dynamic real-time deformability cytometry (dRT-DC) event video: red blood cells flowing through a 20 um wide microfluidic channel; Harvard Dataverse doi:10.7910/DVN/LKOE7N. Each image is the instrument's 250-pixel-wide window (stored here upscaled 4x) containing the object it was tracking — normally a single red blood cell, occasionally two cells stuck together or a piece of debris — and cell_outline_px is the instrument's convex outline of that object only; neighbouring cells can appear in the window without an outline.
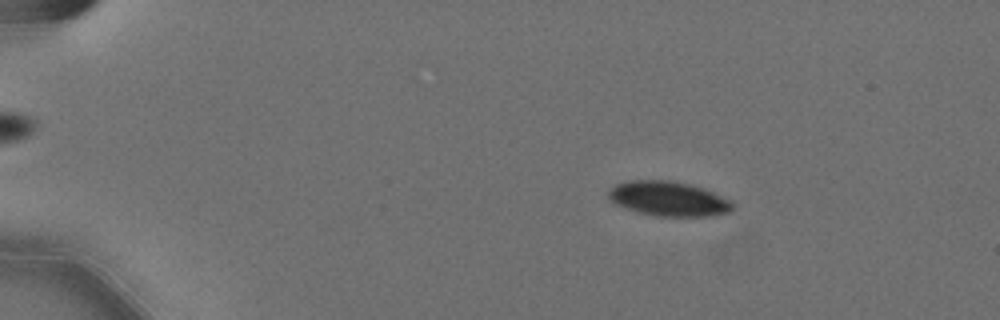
{"species": "Egyptian fruit bat (a non-hibernating species)", "species_latin": "Rousettus aegyptiacus", "temperature_condition": "cold", "stored_images_in_passage": 58, "camera_frame_rate_fps": 3000, "um_per_image_px": 0.085, "animal": {"sex": "female"}, "frame": {"image": 1, "passage_image": 10, "time_ms": 3.0, "image_size_px": [1000, 320], "cell_outline_px": [[732, 208], [728, 212], [712, 216], [656, 216], [636, 212], [616, 204], [608, 200], [608, 188], [616, 184], [628, 180], [668, 180], [692, 184], [704, 188], [732, 200]], "centroid_in_image_um": [56.79, 16.88], "position_along_channel_um": 28.2, "area_um2": 25.37}}
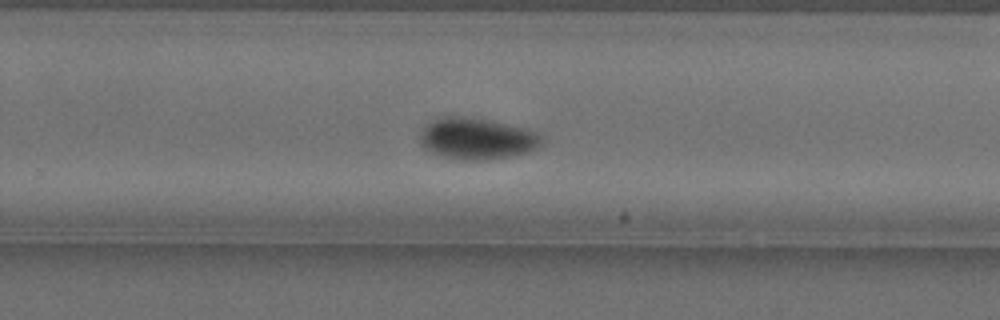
{"frame": {"image": 2, "passage_image": 39, "time_ms": 12.667, "image_size_px": [1000, 320], "cell_outline_px": [[544, 140], [536, 148], [528, 152], [512, 156], [488, 160], [460, 160], [440, 156], [424, 148], [420, 144], [420, 132], [428, 124], [444, 116], [472, 116], [524, 128], [536, 132], [544, 136]], "centroid_in_image_um": [40.55, 11.79], "position_along_channel_um": 289.3, "area_um2": 29.59}}
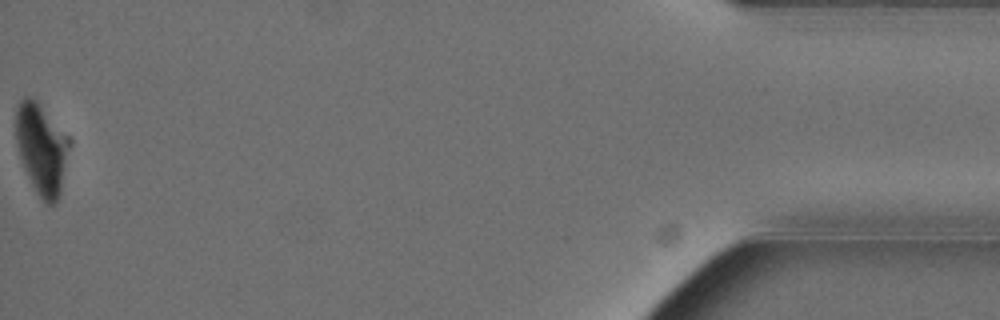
{"frame": {"image": 3, "passage_image": 58, "time_ms": 19.0, "image_size_px": [1000, 320], "cell_outline_px": [[64, 156], [60, 192], [56, 204], [48, 204], [36, 192], [24, 168], [20, 156], [16, 140], [16, 108], [20, 100], [24, 96], [28, 96], [36, 100], [64, 152]], "centroid_in_image_um": [3.33, 12.75], "position_along_channel_um": 431.9, "area_um2": 24.51}, "authors_computed_cell_mechanics": {"area_um2": 28.1775, "velocity_mm_per_s": 3.5697, "shape_relaxation_time_tau1_ms": 4.1659, "shape_relaxation_time_tau2_ms": 3.2673, "deformation_change_tau1": 0.1376, "deformation_change_tau2": 0.0398}}